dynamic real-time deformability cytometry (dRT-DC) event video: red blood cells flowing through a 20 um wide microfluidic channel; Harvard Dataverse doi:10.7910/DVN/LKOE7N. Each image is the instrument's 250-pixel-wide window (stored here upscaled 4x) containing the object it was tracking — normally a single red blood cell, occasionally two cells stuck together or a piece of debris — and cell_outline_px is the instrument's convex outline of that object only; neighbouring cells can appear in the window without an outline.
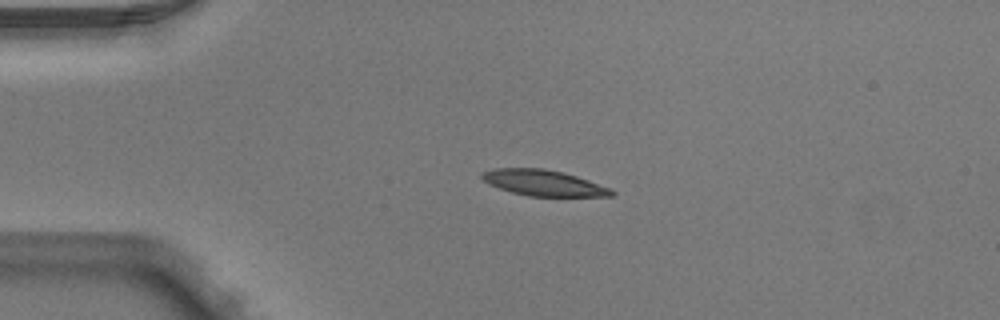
{"species": "Egyptian fruit bat (a non-hibernating species)", "species_latin": "Rousettus aegyptiacus", "temperature_condition": "warm", "stored_images_in_passage": 4, "camera_frame_rate_fps": 3000, "um_per_image_px": 0.085, "animal": {"sex": "male"}, "frame": {"image": 1, "passage_image": 2, "time_ms": 0.333, "image_size_px": [1000, 320], "cell_outline_px": [[616, 192], [612, 196], [528, 196], [512, 192], [500, 188], [484, 180], [480, 176], [480, 172], [492, 168], [544, 168], [564, 172], [612, 188]], "centroid_in_image_um": [46.22, 15.53], "position_along_channel_um": 38.8, "area_um2": 19.54}}
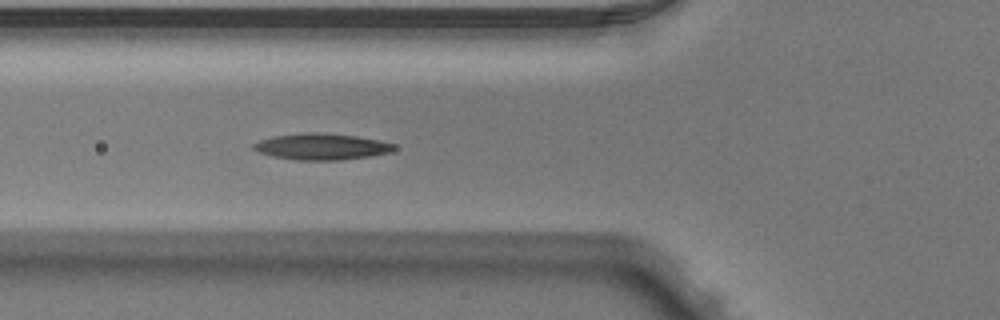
{"frame": {"image": 2, "passage_image": 4, "time_ms": 1.0, "image_size_px": [1000, 320], "cell_outline_px": [[396, 148], [388, 152], [368, 156], [340, 160], [296, 160], [276, 156], [260, 152], [252, 148], [252, 144], [260, 140], [272, 136], [304, 132], [316, 132], [356, 136], [380, 140], [396, 144]], "centroid_in_image_um": [27.33, 12.45], "position_along_channel_um": 98.5, "area_um2": 21.39}}